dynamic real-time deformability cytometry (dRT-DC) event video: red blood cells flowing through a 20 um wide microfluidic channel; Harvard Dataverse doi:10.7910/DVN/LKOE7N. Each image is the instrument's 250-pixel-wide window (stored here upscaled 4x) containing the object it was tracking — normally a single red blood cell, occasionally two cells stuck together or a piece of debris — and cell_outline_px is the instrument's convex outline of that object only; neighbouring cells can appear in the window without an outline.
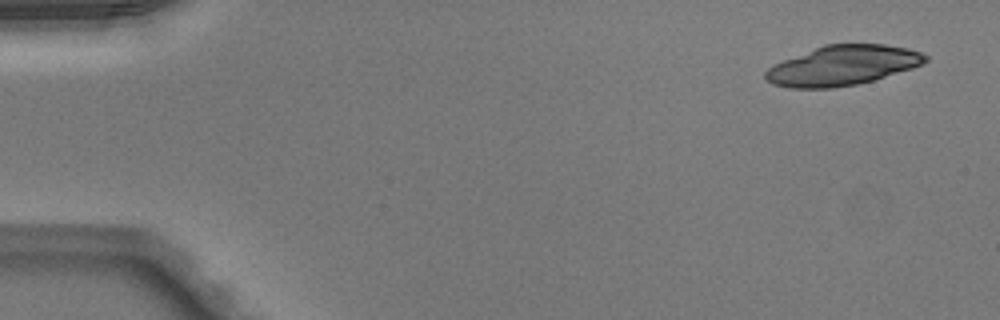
{"species": "Egyptian fruit bat (a non-hibernating species)", "species_latin": "Rousettus aegyptiacus", "temperature_condition": "warm", "stored_images_in_passage": 30, "camera_frame_rate_fps": 3000, "um_per_image_px": 0.085, "animal": {"sex": "male"}, "frame": {"image": 1, "passage_image": 3, "time_ms": 0.667, "image_size_px": [1000, 320], "cell_outline_px": [[928, 60], [912, 68], [872, 80], [856, 84], [832, 88], [788, 88], [772, 84], [764, 76], [764, 72], [772, 64], [824, 44], [884, 44], [908, 48], [920, 52], [928, 56]], "centroid_in_image_um": [71.58, 5.56], "position_along_channel_um": 13.4, "area_um2": 36.99}}
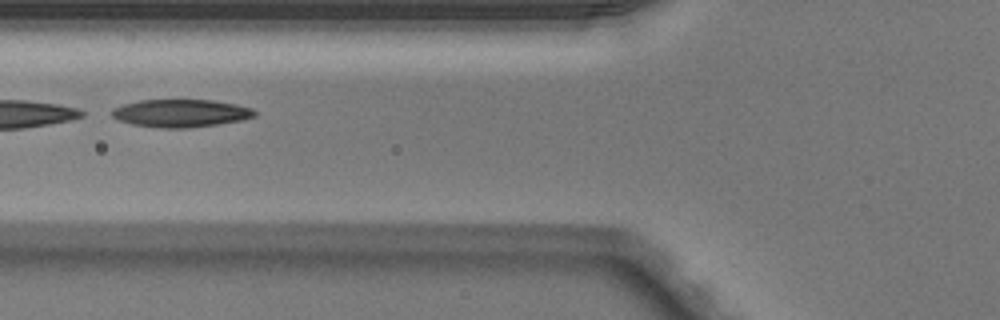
{"frame": {"image": 2, "passage_image": 20, "time_ms": 6.333, "image_size_px": [1000, 320], "cell_outline_px": [[256, 116], [244, 120], [220, 124], [188, 128], [160, 128], [132, 124], [120, 120], [112, 116], [112, 108], [124, 104], [140, 100], [212, 100], [236, 104], [252, 108], [256, 112]], "centroid_in_image_um": [15.41, 9.62], "position_along_channel_um": 110.4, "area_um2": 23.18}}